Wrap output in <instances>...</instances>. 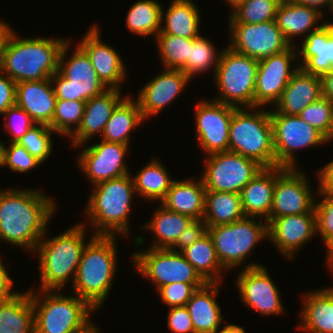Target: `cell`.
<instances>
[{
	"mask_svg": "<svg viewBox=\"0 0 333 333\" xmlns=\"http://www.w3.org/2000/svg\"><path fill=\"white\" fill-rule=\"evenodd\" d=\"M0 73V114L15 105L16 82L6 74ZM5 77H4V76Z\"/></svg>",
	"mask_w": 333,
	"mask_h": 333,
	"instance_id": "cell-52",
	"label": "cell"
},
{
	"mask_svg": "<svg viewBox=\"0 0 333 333\" xmlns=\"http://www.w3.org/2000/svg\"><path fill=\"white\" fill-rule=\"evenodd\" d=\"M282 0H245L232 9L230 23L258 24L275 20Z\"/></svg>",
	"mask_w": 333,
	"mask_h": 333,
	"instance_id": "cell-41",
	"label": "cell"
},
{
	"mask_svg": "<svg viewBox=\"0 0 333 333\" xmlns=\"http://www.w3.org/2000/svg\"><path fill=\"white\" fill-rule=\"evenodd\" d=\"M270 118L273 126L276 167L297 168L295 150L329 141L321 132L298 116L270 113Z\"/></svg>",
	"mask_w": 333,
	"mask_h": 333,
	"instance_id": "cell-13",
	"label": "cell"
},
{
	"mask_svg": "<svg viewBox=\"0 0 333 333\" xmlns=\"http://www.w3.org/2000/svg\"><path fill=\"white\" fill-rule=\"evenodd\" d=\"M220 331V332H219ZM216 333H246L245 329L237 325H226L222 330L218 329Z\"/></svg>",
	"mask_w": 333,
	"mask_h": 333,
	"instance_id": "cell-58",
	"label": "cell"
},
{
	"mask_svg": "<svg viewBox=\"0 0 333 333\" xmlns=\"http://www.w3.org/2000/svg\"><path fill=\"white\" fill-rule=\"evenodd\" d=\"M129 145L102 140L80 154L79 167L93 185L129 174L124 157Z\"/></svg>",
	"mask_w": 333,
	"mask_h": 333,
	"instance_id": "cell-19",
	"label": "cell"
},
{
	"mask_svg": "<svg viewBox=\"0 0 333 333\" xmlns=\"http://www.w3.org/2000/svg\"><path fill=\"white\" fill-rule=\"evenodd\" d=\"M156 36L165 69H180L190 53V38L158 33Z\"/></svg>",
	"mask_w": 333,
	"mask_h": 333,
	"instance_id": "cell-43",
	"label": "cell"
},
{
	"mask_svg": "<svg viewBox=\"0 0 333 333\" xmlns=\"http://www.w3.org/2000/svg\"><path fill=\"white\" fill-rule=\"evenodd\" d=\"M78 333H100V331L96 328V326H94L93 323H90L84 330Z\"/></svg>",
	"mask_w": 333,
	"mask_h": 333,
	"instance_id": "cell-60",
	"label": "cell"
},
{
	"mask_svg": "<svg viewBox=\"0 0 333 333\" xmlns=\"http://www.w3.org/2000/svg\"><path fill=\"white\" fill-rule=\"evenodd\" d=\"M236 108L214 100L196 104L197 139L207 155L229 151V127Z\"/></svg>",
	"mask_w": 333,
	"mask_h": 333,
	"instance_id": "cell-16",
	"label": "cell"
},
{
	"mask_svg": "<svg viewBox=\"0 0 333 333\" xmlns=\"http://www.w3.org/2000/svg\"><path fill=\"white\" fill-rule=\"evenodd\" d=\"M8 26L9 25H6V23H3L0 20V57H1L2 51L4 50L8 37L11 34V32L13 31Z\"/></svg>",
	"mask_w": 333,
	"mask_h": 333,
	"instance_id": "cell-57",
	"label": "cell"
},
{
	"mask_svg": "<svg viewBox=\"0 0 333 333\" xmlns=\"http://www.w3.org/2000/svg\"><path fill=\"white\" fill-rule=\"evenodd\" d=\"M321 17H323L322 12L314 8L298 4L292 0H282L275 15V22L286 40L292 45L291 40L294 36L303 35L306 37L304 34H309L313 27L315 30L319 29L324 23L316 27L315 24Z\"/></svg>",
	"mask_w": 333,
	"mask_h": 333,
	"instance_id": "cell-30",
	"label": "cell"
},
{
	"mask_svg": "<svg viewBox=\"0 0 333 333\" xmlns=\"http://www.w3.org/2000/svg\"><path fill=\"white\" fill-rule=\"evenodd\" d=\"M40 291L43 300L31 291L35 333H78L91 323L89 315L95 309L86 300L76 294L62 295L58 290Z\"/></svg>",
	"mask_w": 333,
	"mask_h": 333,
	"instance_id": "cell-7",
	"label": "cell"
},
{
	"mask_svg": "<svg viewBox=\"0 0 333 333\" xmlns=\"http://www.w3.org/2000/svg\"><path fill=\"white\" fill-rule=\"evenodd\" d=\"M162 5L155 0H139L129 9L126 26L140 36L158 34L163 22Z\"/></svg>",
	"mask_w": 333,
	"mask_h": 333,
	"instance_id": "cell-39",
	"label": "cell"
},
{
	"mask_svg": "<svg viewBox=\"0 0 333 333\" xmlns=\"http://www.w3.org/2000/svg\"><path fill=\"white\" fill-rule=\"evenodd\" d=\"M4 143L0 142V167H2L4 165Z\"/></svg>",
	"mask_w": 333,
	"mask_h": 333,
	"instance_id": "cell-61",
	"label": "cell"
},
{
	"mask_svg": "<svg viewBox=\"0 0 333 333\" xmlns=\"http://www.w3.org/2000/svg\"><path fill=\"white\" fill-rule=\"evenodd\" d=\"M167 324L172 333H195L191 315L186 306L171 307Z\"/></svg>",
	"mask_w": 333,
	"mask_h": 333,
	"instance_id": "cell-51",
	"label": "cell"
},
{
	"mask_svg": "<svg viewBox=\"0 0 333 333\" xmlns=\"http://www.w3.org/2000/svg\"><path fill=\"white\" fill-rule=\"evenodd\" d=\"M85 103L86 101L80 100L56 99L55 111L49 127L54 133L57 132V134H63L62 136L71 137L81 124ZM72 125H75V127H72Z\"/></svg>",
	"mask_w": 333,
	"mask_h": 333,
	"instance_id": "cell-42",
	"label": "cell"
},
{
	"mask_svg": "<svg viewBox=\"0 0 333 333\" xmlns=\"http://www.w3.org/2000/svg\"><path fill=\"white\" fill-rule=\"evenodd\" d=\"M200 178L209 191L240 194L241 190L264 168L255 160L226 151L208 155Z\"/></svg>",
	"mask_w": 333,
	"mask_h": 333,
	"instance_id": "cell-11",
	"label": "cell"
},
{
	"mask_svg": "<svg viewBox=\"0 0 333 333\" xmlns=\"http://www.w3.org/2000/svg\"><path fill=\"white\" fill-rule=\"evenodd\" d=\"M320 97H322L320 76L308 74L298 68L275 104L276 111H270V113L298 116L302 110Z\"/></svg>",
	"mask_w": 333,
	"mask_h": 333,
	"instance_id": "cell-26",
	"label": "cell"
},
{
	"mask_svg": "<svg viewBox=\"0 0 333 333\" xmlns=\"http://www.w3.org/2000/svg\"><path fill=\"white\" fill-rule=\"evenodd\" d=\"M13 280L10 278L7 269L0 260V301L4 302L13 298L18 292L10 291Z\"/></svg>",
	"mask_w": 333,
	"mask_h": 333,
	"instance_id": "cell-53",
	"label": "cell"
},
{
	"mask_svg": "<svg viewBox=\"0 0 333 333\" xmlns=\"http://www.w3.org/2000/svg\"><path fill=\"white\" fill-rule=\"evenodd\" d=\"M299 328L310 333H333V288L305 295Z\"/></svg>",
	"mask_w": 333,
	"mask_h": 333,
	"instance_id": "cell-31",
	"label": "cell"
},
{
	"mask_svg": "<svg viewBox=\"0 0 333 333\" xmlns=\"http://www.w3.org/2000/svg\"><path fill=\"white\" fill-rule=\"evenodd\" d=\"M68 49L67 40L60 52L58 71L50 78L52 85H55L53 89L56 98L66 101H87L107 90L108 88L98 78L89 56L79 45L71 58L65 62Z\"/></svg>",
	"mask_w": 333,
	"mask_h": 333,
	"instance_id": "cell-9",
	"label": "cell"
},
{
	"mask_svg": "<svg viewBox=\"0 0 333 333\" xmlns=\"http://www.w3.org/2000/svg\"><path fill=\"white\" fill-rule=\"evenodd\" d=\"M66 39L29 38L9 35L0 57V72L16 83L49 79L58 71L59 56Z\"/></svg>",
	"mask_w": 333,
	"mask_h": 333,
	"instance_id": "cell-2",
	"label": "cell"
},
{
	"mask_svg": "<svg viewBox=\"0 0 333 333\" xmlns=\"http://www.w3.org/2000/svg\"><path fill=\"white\" fill-rule=\"evenodd\" d=\"M192 0H172L166 13L165 26L159 33L197 38L199 34L200 14Z\"/></svg>",
	"mask_w": 333,
	"mask_h": 333,
	"instance_id": "cell-35",
	"label": "cell"
},
{
	"mask_svg": "<svg viewBox=\"0 0 333 333\" xmlns=\"http://www.w3.org/2000/svg\"><path fill=\"white\" fill-rule=\"evenodd\" d=\"M267 271L265 267L253 262L240 271L236 283L241 299L244 305L262 315L283 313L284 306L278 288Z\"/></svg>",
	"mask_w": 333,
	"mask_h": 333,
	"instance_id": "cell-18",
	"label": "cell"
},
{
	"mask_svg": "<svg viewBox=\"0 0 333 333\" xmlns=\"http://www.w3.org/2000/svg\"><path fill=\"white\" fill-rule=\"evenodd\" d=\"M220 283H206L198 288L185 305L191 315L195 333H216L224 318L215 299Z\"/></svg>",
	"mask_w": 333,
	"mask_h": 333,
	"instance_id": "cell-28",
	"label": "cell"
},
{
	"mask_svg": "<svg viewBox=\"0 0 333 333\" xmlns=\"http://www.w3.org/2000/svg\"><path fill=\"white\" fill-rule=\"evenodd\" d=\"M0 333H35L31 291L0 303Z\"/></svg>",
	"mask_w": 333,
	"mask_h": 333,
	"instance_id": "cell-33",
	"label": "cell"
},
{
	"mask_svg": "<svg viewBox=\"0 0 333 333\" xmlns=\"http://www.w3.org/2000/svg\"><path fill=\"white\" fill-rule=\"evenodd\" d=\"M316 232L315 209L309 213L276 217L268 224V239L289 259L294 258L295 252Z\"/></svg>",
	"mask_w": 333,
	"mask_h": 333,
	"instance_id": "cell-20",
	"label": "cell"
},
{
	"mask_svg": "<svg viewBox=\"0 0 333 333\" xmlns=\"http://www.w3.org/2000/svg\"><path fill=\"white\" fill-rule=\"evenodd\" d=\"M133 182L135 193L148 200L162 201L174 180L169 177L165 166L156 159L148 163L144 168L134 175Z\"/></svg>",
	"mask_w": 333,
	"mask_h": 333,
	"instance_id": "cell-38",
	"label": "cell"
},
{
	"mask_svg": "<svg viewBox=\"0 0 333 333\" xmlns=\"http://www.w3.org/2000/svg\"><path fill=\"white\" fill-rule=\"evenodd\" d=\"M245 0H227V2L230 4L232 8L236 7L239 3L243 2Z\"/></svg>",
	"mask_w": 333,
	"mask_h": 333,
	"instance_id": "cell-62",
	"label": "cell"
},
{
	"mask_svg": "<svg viewBox=\"0 0 333 333\" xmlns=\"http://www.w3.org/2000/svg\"><path fill=\"white\" fill-rule=\"evenodd\" d=\"M120 90L108 88L86 101L81 124L72 135V146L76 147L86 143L96 133L100 132L102 135L113 110L124 99Z\"/></svg>",
	"mask_w": 333,
	"mask_h": 333,
	"instance_id": "cell-24",
	"label": "cell"
},
{
	"mask_svg": "<svg viewBox=\"0 0 333 333\" xmlns=\"http://www.w3.org/2000/svg\"><path fill=\"white\" fill-rule=\"evenodd\" d=\"M258 109L250 108L251 113L241 108L234 110L229 127V151L255 160L264 168L276 167L270 111Z\"/></svg>",
	"mask_w": 333,
	"mask_h": 333,
	"instance_id": "cell-6",
	"label": "cell"
},
{
	"mask_svg": "<svg viewBox=\"0 0 333 333\" xmlns=\"http://www.w3.org/2000/svg\"><path fill=\"white\" fill-rule=\"evenodd\" d=\"M205 192L202 179L197 182L174 180L161 204L171 211L200 220L204 217Z\"/></svg>",
	"mask_w": 333,
	"mask_h": 333,
	"instance_id": "cell-29",
	"label": "cell"
},
{
	"mask_svg": "<svg viewBox=\"0 0 333 333\" xmlns=\"http://www.w3.org/2000/svg\"><path fill=\"white\" fill-rule=\"evenodd\" d=\"M257 72V59L239 54L230 47L225 48L214 74L221 95L214 101L237 108H254Z\"/></svg>",
	"mask_w": 333,
	"mask_h": 333,
	"instance_id": "cell-8",
	"label": "cell"
},
{
	"mask_svg": "<svg viewBox=\"0 0 333 333\" xmlns=\"http://www.w3.org/2000/svg\"><path fill=\"white\" fill-rule=\"evenodd\" d=\"M3 115H5V121L9 118L5 127L7 129L9 128V134L11 133L13 135L10 139V142L13 143H17L19 139L27 133L28 129L36 124L32 118L16 104L11 106Z\"/></svg>",
	"mask_w": 333,
	"mask_h": 333,
	"instance_id": "cell-49",
	"label": "cell"
},
{
	"mask_svg": "<svg viewBox=\"0 0 333 333\" xmlns=\"http://www.w3.org/2000/svg\"><path fill=\"white\" fill-rule=\"evenodd\" d=\"M321 94L333 103V70L320 76Z\"/></svg>",
	"mask_w": 333,
	"mask_h": 333,
	"instance_id": "cell-55",
	"label": "cell"
},
{
	"mask_svg": "<svg viewBox=\"0 0 333 333\" xmlns=\"http://www.w3.org/2000/svg\"><path fill=\"white\" fill-rule=\"evenodd\" d=\"M85 226L75 225L53 238L42 237L35 249L39 255L41 290L61 291L70 279L74 282L86 246Z\"/></svg>",
	"mask_w": 333,
	"mask_h": 333,
	"instance_id": "cell-4",
	"label": "cell"
},
{
	"mask_svg": "<svg viewBox=\"0 0 333 333\" xmlns=\"http://www.w3.org/2000/svg\"><path fill=\"white\" fill-rule=\"evenodd\" d=\"M86 214L96 230L94 235H127L129 213L135 188L130 174L100 182L93 186ZM116 232V233H115Z\"/></svg>",
	"mask_w": 333,
	"mask_h": 333,
	"instance_id": "cell-5",
	"label": "cell"
},
{
	"mask_svg": "<svg viewBox=\"0 0 333 333\" xmlns=\"http://www.w3.org/2000/svg\"><path fill=\"white\" fill-rule=\"evenodd\" d=\"M256 219L245 216L230 224L207 226L223 269L242 264L254 246L264 237L268 238V223L261 220L256 223Z\"/></svg>",
	"mask_w": 333,
	"mask_h": 333,
	"instance_id": "cell-10",
	"label": "cell"
},
{
	"mask_svg": "<svg viewBox=\"0 0 333 333\" xmlns=\"http://www.w3.org/2000/svg\"><path fill=\"white\" fill-rule=\"evenodd\" d=\"M41 162L33 157L23 146L11 142L9 147L4 149V166H8L14 172H27L37 167Z\"/></svg>",
	"mask_w": 333,
	"mask_h": 333,
	"instance_id": "cell-47",
	"label": "cell"
},
{
	"mask_svg": "<svg viewBox=\"0 0 333 333\" xmlns=\"http://www.w3.org/2000/svg\"><path fill=\"white\" fill-rule=\"evenodd\" d=\"M38 125L35 124L29 128L27 133L21 137L17 143L43 163L53 151V143L50 136L54 131L48 125Z\"/></svg>",
	"mask_w": 333,
	"mask_h": 333,
	"instance_id": "cell-45",
	"label": "cell"
},
{
	"mask_svg": "<svg viewBox=\"0 0 333 333\" xmlns=\"http://www.w3.org/2000/svg\"><path fill=\"white\" fill-rule=\"evenodd\" d=\"M142 121L144 118L138 101L127 96L113 110L103 130L102 140L129 145L131 132Z\"/></svg>",
	"mask_w": 333,
	"mask_h": 333,
	"instance_id": "cell-32",
	"label": "cell"
},
{
	"mask_svg": "<svg viewBox=\"0 0 333 333\" xmlns=\"http://www.w3.org/2000/svg\"><path fill=\"white\" fill-rule=\"evenodd\" d=\"M15 97V104L36 124L51 125L57 98L50 78L16 83Z\"/></svg>",
	"mask_w": 333,
	"mask_h": 333,
	"instance_id": "cell-23",
	"label": "cell"
},
{
	"mask_svg": "<svg viewBox=\"0 0 333 333\" xmlns=\"http://www.w3.org/2000/svg\"><path fill=\"white\" fill-rule=\"evenodd\" d=\"M206 283L175 282L158 289L162 302L169 307L185 306L193 293Z\"/></svg>",
	"mask_w": 333,
	"mask_h": 333,
	"instance_id": "cell-46",
	"label": "cell"
},
{
	"mask_svg": "<svg viewBox=\"0 0 333 333\" xmlns=\"http://www.w3.org/2000/svg\"><path fill=\"white\" fill-rule=\"evenodd\" d=\"M181 253L207 283H222L220 273L224 269L208 232Z\"/></svg>",
	"mask_w": 333,
	"mask_h": 333,
	"instance_id": "cell-36",
	"label": "cell"
},
{
	"mask_svg": "<svg viewBox=\"0 0 333 333\" xmlns=\"http://www.w3.org/2000/svg\"><path fill=\"white\" fill-rule=\"evenodd\" d=\"M275 182L276 167L263 168L241 190V205L246 217L265 216V221L270 223Z\"/></svg>",
	"mask_w": 333,
	"mask_h": 333,
	"instance_id": "cell-27",
	"label": "cell"
},
{
	"mask_svg": "<svg viewBox=\"0 0 333 333\" xmlns=\"http://www.w3.org/2000/svg\"><path fill=\"white\" fill-rule=\"evenodd\" d=\"M115 235H93L86 244L72 288L95 311L107 298L117 269ZM74 286V287H73Z\"/></svg>",
	"mask_w": 333,
	"mask_h": 333,
	"instance_id": "cell-3",
	"label": "cell"
},
{
	"mask_svg": "<svg viewBox=\"0 0 333 333\" xmlns=\"http://www.w3.org/2000/svg\"><path fill=\"white\" fill-rule=\"evenodd\" d=\"M56 207L40 190H0V240L35 252Z\"/></svg>",
	"mask_w": 333,
	"mask_h": 333,
	"instance_id": "cell-1",
	"label": "cell"
},
{
	"mask_svg": "<svg viewBox=\"0 0 333 333\" xmlns=\"http://www.w3.org/2000/svg\"><path fill=\"white\" fill-rule=\"evenodd\" d=\"M297 54L303 57L298 66L304 72L321 76L333 70V24L326 23L305 37Z\"/></svg>",
	"mask_w": 333,
	"mask_h": 333,
	"instance_id": "cell-25",
	"label": "cell"
},
{
	"mask_svg": "<svg viewBox=\"0 0 333 333\" xmlns=\"http://www.w3.org/2000/svg\"><path fill=\"white\" fill-rule=\"evenodd\" d=\"M136 269L158 290L175 282L207 283L178 250L151 248L133 255Z\"/></svg>",
	"mask_w": 333,
	"mask_h": 333,
	"instance_id": "cell-12",
	"label": "cell"
},
{
	"mask_svg": "<svg viewBox=\"0 0 333 333\" xmlns=\"http://www.w3.org/2000/svg\"><path fill=\"white\" fill-rule=\"evenodd\" d=\"M97 26L93 25L88 30L79 46L89 56L98 78L107 88L119 89L125 79V66L117 51L101 42Z\"/></svg>",
	"mask_w": 333,
	"mask_h": 333,
	"instance_id": "cell-22",
	"label": "cell"
},
{
	"mask_svg": "<svg viewBox=\"0 0 333 333\" xmlns=\"http://www.w3.org/2000/svg\"><path fill=\"white\" fill-rule=\"evenodd\" d=\"M298 117L316 128L328 140L333 138V103L327 98L320 97L309 104Z\"/></svg>",
	"mask_w": 333,
	"mask_h": 333,
	"instance_id": "cell-44",
	"label": "cell"
},
{
	"mask_svg": "<svg viewBox=\"0 0 333 333\" xmlns=\"http://www.w3.org/2000/svg\"><path fill=\"white\" fill-rule=\"evenodd\" d=\"M319 191L333 196V160L318 171Z\"/></svg>",
	"mask_w": 333,
	"mask_h": 333,
	"instance_id": "cell-54",
	"label": "cell"
},
{
	"mask_svg": "<svg viewBox=\"0 0 333 333\" xmlns=\"http://www.w3.org/2000/svg\"><path fill=\"white\" fill-rule=\"evenodd\" d=\"M190 78L180 69H166L152 78L139 92L137 101L146 120L151 115H157L165 106L174 101L186 87Z\"/></svg>",
	"mask_w": 333,
	"mask_h": 333,
	"instance_id": "cell-21",
	"label": "cell"
},
{
	"mask_svg": "<svg viewBox=\"0 0 333 333\" xmlns=\"http://www.w3.org/2000/svg\"><path fill=\"white\" fill-rule=\"evenodd\" d=\"M229 47L242 55L255 58L258 61L281 53L292 45L277 27L275 20L258 24L229 23Z\"/></svg>",
	"mask_w": 333,
	"mask_h": 333,
	"instance_id": "cell-14",
	"label": "cell"
},
{
	"mask_svg": "<svg viewBox=\"0 0 333 333\" xmlns=\"http://www.w3.org/2000/svg\"><path fill=\"white\" fill-rule=\"evenodd\" d=\"M207 232L208 227L203 219L193 220L180 234L176 243L170 249L175 251V248H179L178 252H182L203 237Z\"/></svg>",
	"mask_w": 333,
	"mask_h": 333,
	"instance_id": "cell-50",
	"label": "cell"
},
{
	"mask_svg": "<svg viewBox=\"0 0 333 333\" xmlns=\"http://www.w3.org/2000/svg\"><path fill=\"white\" fill-rule=\"evenodd\" d=\"M308 185L304 172L277 166L270 222L276 217L311 212L315 201Z\"/></svg>",
	"mask_w": 333,
	"mask_h": 333,
	"instance_id": "cell-15",
	"label": "cell"
},
{
	"mask_svg": "<svg viewBox=\"0 0 333 333\" xmlns=\"http://www.w3.org/2000/svg\"><path fill=\"white\" fill-rule=\"evenodd\" d=\"M212 42L201 35L190 38V53L187 62L180 68L190 79L195 74L203 73L214 65V73L220 60ZM203 71V72H202ZM195 73V74H194Z\"/></svg>",
	"mask_w": 333,
	"mask_h": 333,
	"instance_id": "cell-40",
	"label": "cell"
},
{
	"mask_svg": "<svg viewBox=\"0 0 333 333\" xmlns=\"http://www.w3.org/2000/svg\"><path fill=\"white\" fill-rule=\"evenodd\" d=\"M327 249V263L330 271H333V238H331L326 244ZM332 269V270H331Z\"/></svg>",
	"mask_w": 333,
	"mask_h": 333,
	"instance_id": "cell-59",
	"label": "cell"
},
{
	"mask_svg": "<svg viewBox=\"0 0 333 333\" xmlns=\"http://www.w3.org/2000/svg\"><path fill=\"white\" fill-rule=\"evenodd\" d=\"M298 4H302L311 8H314L318 11L321 12V10H319V8L321 9V7L327 5V7H330V10L332 8L333 5V0H292Z\"/></svg>",
	"mask_w": 333,
	"mask_h": 333,
	"instance_id": "cell-56",
	"label": "cell"
},
{
	"mask_svg": "<svg viewBox=\"0 0 333 333\" xmlns=\"http://www.w3.org/2000/svg\"><path fill=\"white\" fill-rule=\"evenodd\" d=\"M155 210L152 220L142 229L152 230L157 237L150 248H171L193 219L171 211L162 204Z\"/></svg>",
	"mask_w": 333,
	"mask_h": 333,
	"instance_id": "cell-37",
	"label": "cell"
},
{
	"mask_svg": "<svg viewBox=\"0 0 333 333\" xmlns=\"http://www.w3.org/2000/svg\"><path fill=\"white\" fill-rule=\"evenodd\" d=\"M294 45L287 50L273 54L269 58L258 61V72L254 92V107L274 103L280 99L292 75L299 67L290 69L291 61L297 58ZM296 53V54H295Z\"/></svg>",
	"mask_w": 333,
	"mask_h": 333,
	"instance_id": "cell-17",
	"label": "cell"
},
{
	"mask_svg": "<svg viewBox=\"0 0 333 333\" xmlns=\"http://www.w3.org/2000/svg\"><path fill=\"white\" fill-rule=\"evenodd\" d=\"M244 217L240 194L206 190L203 220L207 226L230 224Z\"/></svg>",
	"mask_w": 333,
	"mask_h": 333,
	"instance_id": "cell-34",
	"label": "cell"
},
{
	"mask_svg": "<svg viewBox=\"0 0 333 333\" xmlns=\"http://www.w3.org/2000/svg\"><path fill=\"white\" fill-rule=\"evenodd\" d=\"M320 195H324L322 202L315 201L314 209L316 213L317 232L321 234L324 243L326 244L333 238V196L321 191Z\"/></svg>",
	"mask_w": 333,
	"mask_h": 333,
	"instance_id": "cell-48",
	"label": "cell"
}]
</instances>
